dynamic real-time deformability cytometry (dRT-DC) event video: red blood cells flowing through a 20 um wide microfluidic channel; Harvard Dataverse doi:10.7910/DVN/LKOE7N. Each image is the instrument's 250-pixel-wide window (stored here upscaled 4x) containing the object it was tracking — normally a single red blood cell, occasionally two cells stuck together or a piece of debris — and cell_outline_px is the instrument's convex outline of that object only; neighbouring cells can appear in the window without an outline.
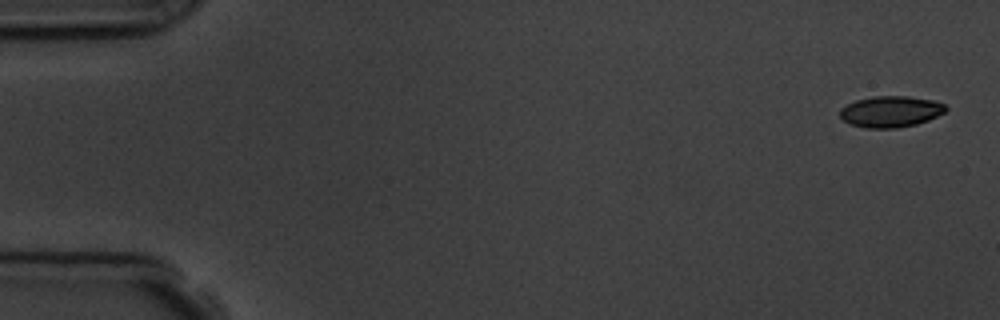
{"species": "common noctule bat (a hibernating species)", "species_latin": "Nyctalus noctula", "temperature_condition": "room temperature", "stored_images_in_passage": 4, "camera_frame_rate_fps": 3000, "um_per_image_px": 0.085, "animal": {"sex": "male", "body_mass_g": 19.5, "forearm_length_mm": 54.6}, "frame": {"image": 1, "passage_image": 1, "time_ms": 0.0, "image_size_px": [1000, 320], "cell_outline_px": [[948, 108], [944, 112], [928, 120], [916, 124], [896, 128], [864, 128], [852, 124], [844, 120], [840, 116], [840, 108], [856, 100], [872, 96], [908, 96], [932, 100], [944, 104]], "centroid_in_image_um": [75.7, 9.48], "position_along_channel_um": 9.3, "area_um2": 19.13}}